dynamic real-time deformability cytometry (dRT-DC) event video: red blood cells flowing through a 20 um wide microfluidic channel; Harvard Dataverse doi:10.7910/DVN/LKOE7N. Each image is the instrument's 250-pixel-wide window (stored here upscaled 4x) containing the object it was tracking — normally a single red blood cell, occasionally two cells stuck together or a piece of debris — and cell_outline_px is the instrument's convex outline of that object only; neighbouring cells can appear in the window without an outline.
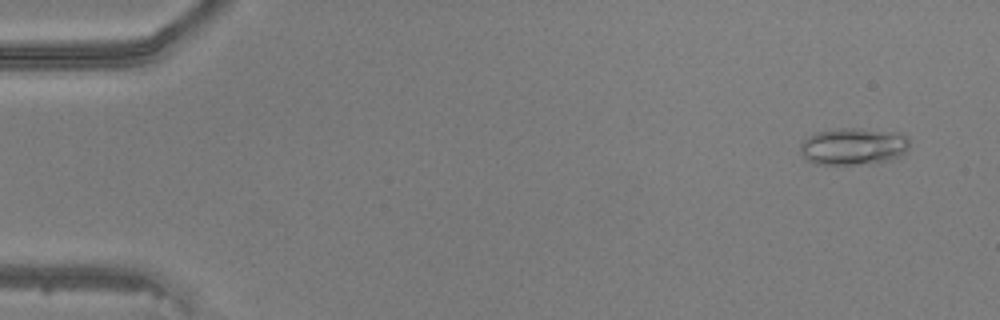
{"species": "common noctule bat (a hibernating species)", "species_latin": "Nyctalus noctula", "temperature_condition": "warm", "stored_images_in_passage": 48, "camera_frame_rate_fps": 3000, "um_per_image_px": 0.085, "animal": {"sex": "male", "body_mass_g": 20.5, "forearm_length_mm": 52.5}, "frame": {"image": 1, "passage_image": 3, "time_ms": 0.667, "image_size_px": [1000, 320], "cell_outline_px": [[908, 148], [900, 156], [888, 160], [856, 164], [816, 164], [808, 160], [800, 152], [800, 144], [808, 136], [816, 132], [840, 128], [856, 128], [900, 132], [908, 136]], "centroid_in_image_um": [72.53, 12.42], "position_along_channel_um": 12.5, "area_um2": 23.47}}
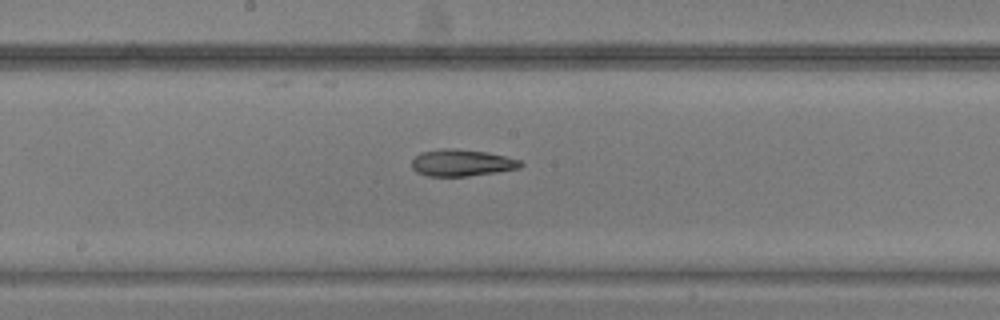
{"frame": {"image": 2, "passage_image": 26, "time_ms": 8.333, "image_size_px": [1000, 320], "cell_outline_px": [[524, 164], [520, 168], [496, 172], [468, 176], [428, 176], [416, 172], [412, 168], [412, 160], [420, 152], [440, 148], [452, 148], [488, 152], [520, 160]], "centroid_in_image_um": [39.23, 13.83], "position_along_channel_um": 209.0, "area_um2": 17.05}}
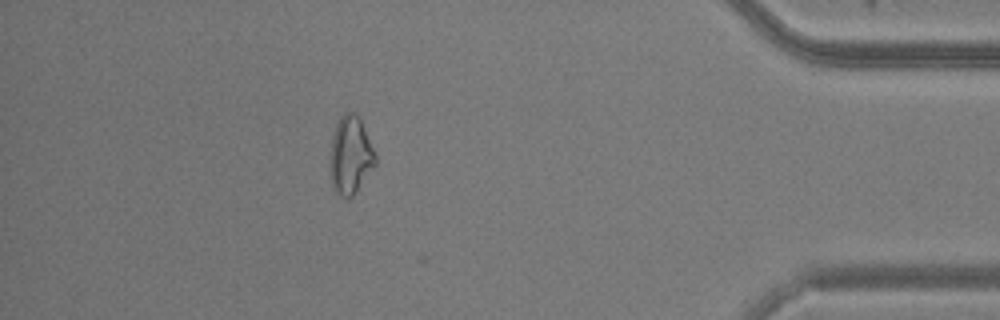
{"frame": {"image": 3, "passage_image": 43, "time_ms": 14.0, "image_size_px": [1000, 320], "cell_outline_px": [[376, 164], [352, 196], [348, 200], [340, 196], [336, 192], [332, 184], [328, 168], [332, 136], [336, 124], [340, 116], [344, 112], [356, 112], [376, 152]], "centroid_in_image_um": [29.76, 13.2], "position_along_channel_um": 405.4, "area_um2": 20.81}}